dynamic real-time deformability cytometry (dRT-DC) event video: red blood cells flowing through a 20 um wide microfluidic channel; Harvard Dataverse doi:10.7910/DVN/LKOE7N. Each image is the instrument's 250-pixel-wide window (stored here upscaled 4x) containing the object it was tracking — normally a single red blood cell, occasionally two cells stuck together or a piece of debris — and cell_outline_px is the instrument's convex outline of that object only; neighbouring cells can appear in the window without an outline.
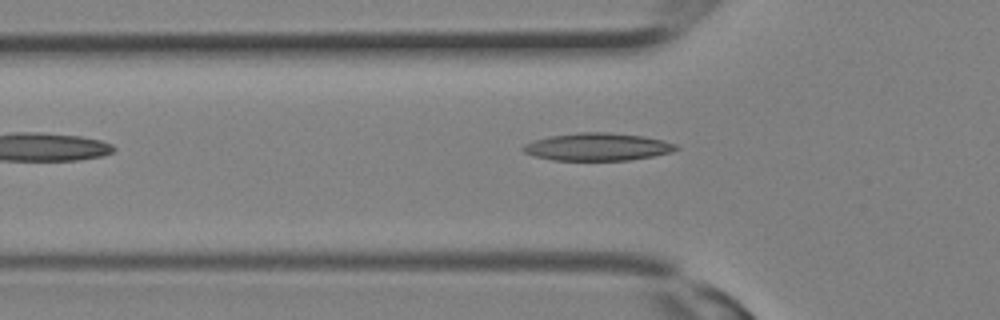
{"species": "Egyptian fruit bat (a non-hibernating species)", "species_latin": "Rousettus aegyptiacus", "temperature_condition": "room temperature", "stored_images_in_passage": 10, "camera_frame_rate_fps": 3000, "um_per_image_px": 0.085, "animal": {"sex": "female"}, "frame": {"image": 1, "passage_image": 10, "time_ms": 3.0, "image_size_px": [1000, 320], "cell_outline_px": [[680, 148], [672, 152], [652, 156], [628, 160], [552, 160], [536, 156], [524, 152], [520, 148], [524, 144], [532, 140], [552, 136], [580, 132], [604, 132], [644, 136], [664, 140], [676, 144]], "centroid_in_image_um": [50.8, 12.48], "position_along_channel_um": 75.0, "area_um2": 24.57}}